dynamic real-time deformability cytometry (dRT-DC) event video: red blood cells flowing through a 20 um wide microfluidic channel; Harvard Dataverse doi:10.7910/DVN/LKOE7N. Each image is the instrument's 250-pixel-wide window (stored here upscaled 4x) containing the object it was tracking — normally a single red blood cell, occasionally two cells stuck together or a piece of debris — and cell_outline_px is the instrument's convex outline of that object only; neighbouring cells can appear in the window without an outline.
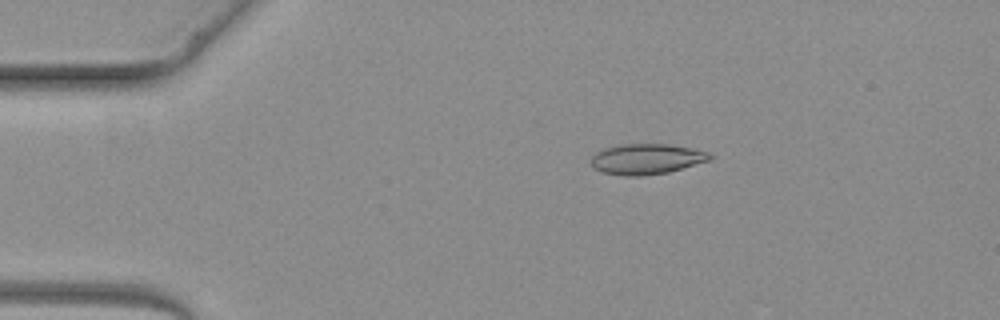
{"species": "common noctule bat (a hibernating species)", "species_latin": "Nyctalus noctula", "temperature_condition": "warm", "stored_images_in_passage": 1, "camera_frame_rate_fps": 3000, "um_per_image_px": 0.085, "animal": {"sex": "female", "body_mass_g": 19.3, "forearm_length_mm": 54.1}, "frame": {"image": 1, "passage_image": 1, "time_ms": 0.0, "image_size_px": [1000, 320], "cell_outline_px": [[716, 156], [712, 160], [668, 172], [640, 176], [624, 176], [600, 172], [592, 168], [592, 156], [600, 148], [620, 144], [668, 144], [692, 148], [708, 152]], "centroid_in_image_um": [54.95, 13.51], "position_along_channel_um": 30.0, "area_um2": 21.5}}